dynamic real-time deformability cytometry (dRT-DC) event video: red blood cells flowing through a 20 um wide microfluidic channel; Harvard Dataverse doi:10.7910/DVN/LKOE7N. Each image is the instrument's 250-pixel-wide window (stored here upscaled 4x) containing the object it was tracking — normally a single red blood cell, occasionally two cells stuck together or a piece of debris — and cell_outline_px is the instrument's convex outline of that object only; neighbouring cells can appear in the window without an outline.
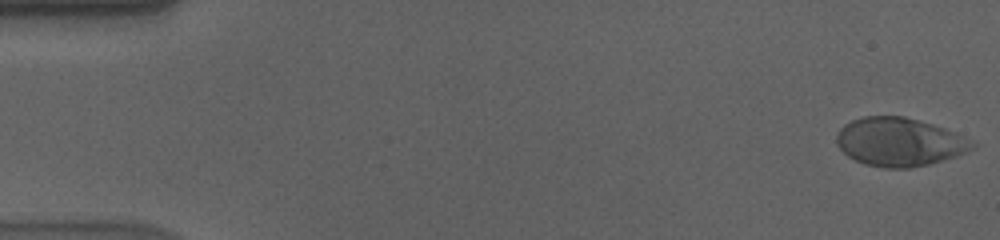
{"species": "human", "species_latin": "Homo sapiens", "temperature_condition": "cold", "stored_images_in_passage": 57, "camera_frame_rate_fps": 3000, "um_per_image_px": 0.085, "donor": {"sex": "male"}, "frame": {"image": 1, "passage_image": 1, "time_ms": 0.0, "image_size_px": [1000, 240], "cell_outline_px": [[976, 148], [956, 156], [928, 164], [908, 168], [884, 168], [864, 164], [848, 156], [836, 144], [836, 136], [840, 128], [844, 124], [852, 120], [864, 116], [904, 116], [932, 124], [944, 128], [976, 144]], "centroid_in_image_um": [76.41, 12.07], "position_along_channel_um": 8.6, "area_um2": 38.03}}
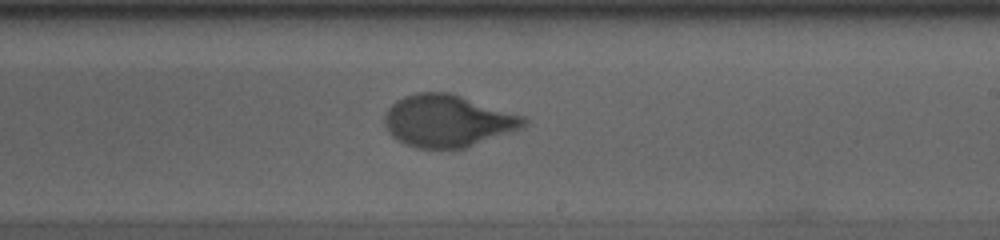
{"frame": {"image": 2, "passage_image": 34, "time_ms": 11.0, "image_size_px": [1000, 240], "cell_outline_px": [[528, 124], [524, 128], [464, 148], [416, 148], [404, 144], [392, 136], [388, 132], [384, 124], [384, 116], [388, 108], [396, 100], [404, 96], [416, 92], [448, 92], [528, 116]], "centroid_in_image_um": [38.09, 10.27], "position_along_channel_um": 250.9, "area_um2": 42.71}}
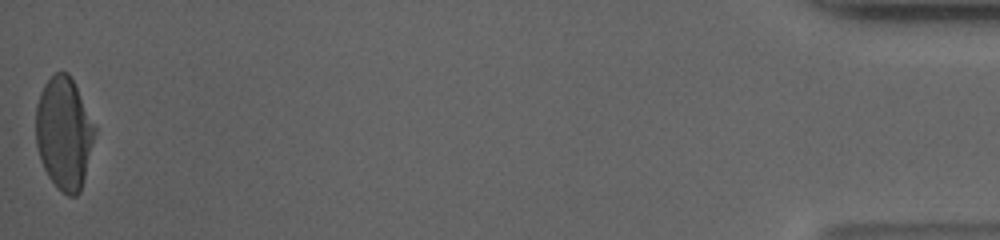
{"frame": {"image": 3, "passage_image": 57, "time_ms": 18.667, "image_size_px": [1000, 240], "cell_outline_px": [[96, 132], [80, 192], [76, 196], [68, 196], [48, 176], [40, 160], [36, 144], [36, 104], [40, 92], [44, 84], [56, 72], [68, 72], [96, 128]], "centroid_in_image_um": [5.42, 11.32], "position_along_channel_um": 429.8, "area_um2": 38.03}, "authors_computed_cell_mechanics": {"area_um2": 40.171, "velocity_mm_per_s": 3.5621, "shape_relaxation_time_tau1_ms": 5.462, "shape_relaxation_time_tau2_ms": null, "deformation_change_tau1": 0.1934, "deformation_change_tau2": null}}